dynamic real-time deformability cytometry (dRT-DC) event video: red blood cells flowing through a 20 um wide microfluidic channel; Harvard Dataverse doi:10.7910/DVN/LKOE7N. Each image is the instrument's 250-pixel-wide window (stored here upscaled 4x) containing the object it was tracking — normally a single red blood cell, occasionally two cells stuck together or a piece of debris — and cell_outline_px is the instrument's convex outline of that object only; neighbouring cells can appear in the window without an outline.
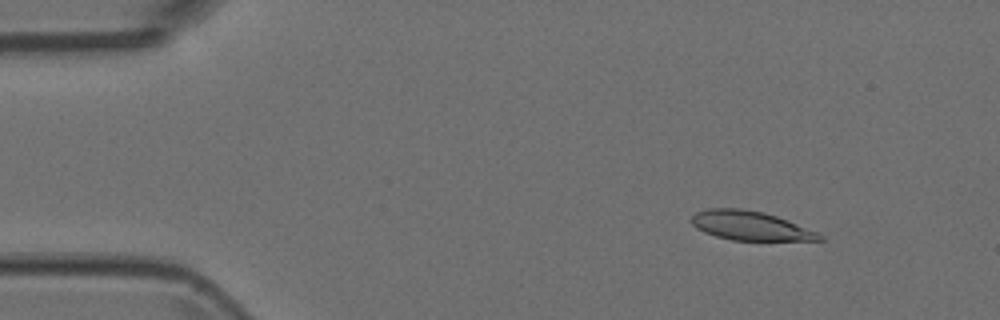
{"species": "Egyptian fruit bat (a non-hibernating species)", "species_latin": "Rousettus aegyptiacus", "temperature_condition": "room temperature", "stored_images_in_passage": 5, "camera_frame_rate_fps": 3000, "um_per_image_px": 0.085, "animal": {"sex": "female"}, "frame": {"image": 1, "passage_image": 2, "time_ms": 0.333, "image_size_px": [1000, 320], "cell_outline_px": [[824, 240], [732, 240], [716, 236], [704, 232], [696, 228], [688, 220], [696, 212], [708, 208], [740, 208], [764, 212], [788, 220], [816, 232], [824, 236]], "centroid_in_image_um": [63.73, 19.17], "position_along_channel_um": 21.3, "area_um2": 21.68}}
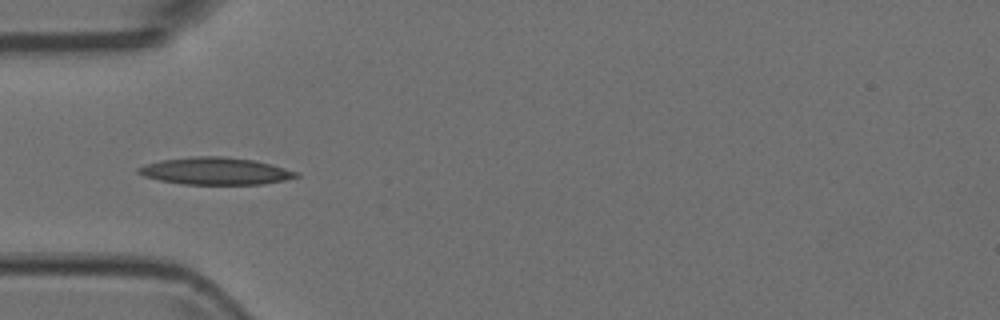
{"frame": {"image": 2, "passage_image": 5, "time_ms": 1.333, "image_size_px": [1000, 320], "cell_outline_px": [[300, 176], [284, 180], [264, 184], [184, 184], [160, 180], [144, 176], [136, 172], [136, 168], [144, 164], [160, 160], [192, 156], [220, 156], [256, 160], [272, 164], [300, 172]], "centroid_in_image_um": [18.32, 14.53], "position_along_channel_um": 66.7, "area_um2": 25.2}}